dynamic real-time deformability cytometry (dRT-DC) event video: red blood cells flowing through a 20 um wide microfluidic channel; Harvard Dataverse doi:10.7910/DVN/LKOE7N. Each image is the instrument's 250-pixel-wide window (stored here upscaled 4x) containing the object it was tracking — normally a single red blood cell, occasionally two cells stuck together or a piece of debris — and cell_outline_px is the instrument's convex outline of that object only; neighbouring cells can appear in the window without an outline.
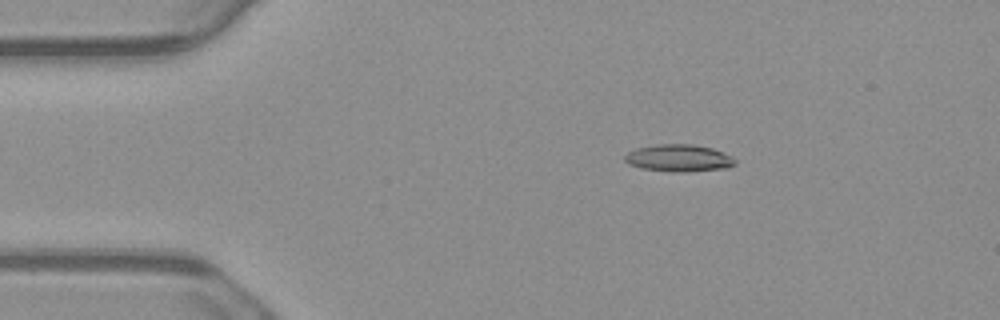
{"species": "common noctule bat (a hibernating species)", "species_latin": "Nyctalus noctula", "temperature_condition": "warm", "stored_images_in_passage": 55, "camera_frame_rate_fps": 3000, "um_per_image_px": 0.085, "animal": {"sex": "male", "body_mass_g": 23.1, "forearm_length_mm": 52.7}, "frame": {"image": 1, "passage_image": 10, "time_ms": 3.0, "image_size_px": [1000, 320], "cell_outline_px": [[736, 164], [728, 168], [684, 172], [672, 172], [640, 168], [628, 164], [624, 160], [624, 156], [628, 152], [636, 148], [656, 144], [692, 144], [712, 148], [724, 152], [732, 156], [736, 160]], "centroid_in_image_um": [57.7, 13.44], "position_along_channel_um": 27.3, "area_um2": 17.69}}
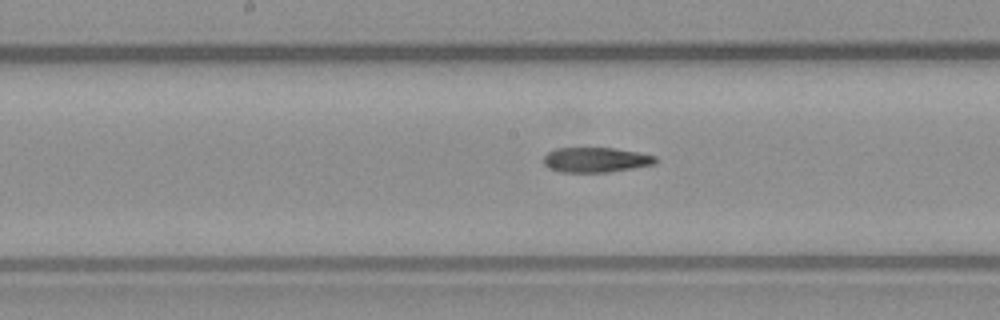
{"frame": {"image": 2, "passage_image": 28, "time_ms": 9.0, "image_size_px": [1000, 320], "cell_outline_px": [[656, 164], [608, 172], [560, 172], [548, 168], [544, 164], [544, 156], [548, 152], [556, 148], [612, 148], [636, 152], [656, 156]], "centroid_in_image_um": [50.62, 13.59], "position_along_channel_um": 197.6, "area_um2": 16.18}}
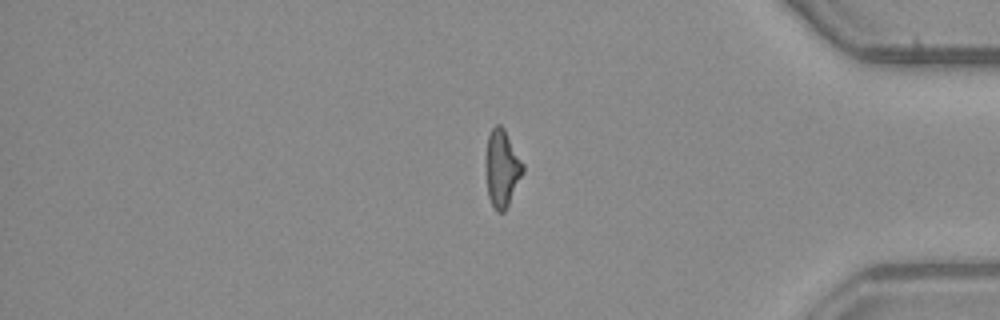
{"frame": {"image": 3, "passage_image": 46, "time_ms": 15.0, "image_size_px": [1000, 320], "cell_outline_px": [[524, 172], [504, 212], [496, 212], [488, 196], [484, 164], [488, 136], [492, 128], [496, 124], [500, 124], [504, 128], [524, 164]], "centroid_in_image_um": [42.65, 14.29], "position_along_channel_um": 392.6, "area_um2": 16.88}}